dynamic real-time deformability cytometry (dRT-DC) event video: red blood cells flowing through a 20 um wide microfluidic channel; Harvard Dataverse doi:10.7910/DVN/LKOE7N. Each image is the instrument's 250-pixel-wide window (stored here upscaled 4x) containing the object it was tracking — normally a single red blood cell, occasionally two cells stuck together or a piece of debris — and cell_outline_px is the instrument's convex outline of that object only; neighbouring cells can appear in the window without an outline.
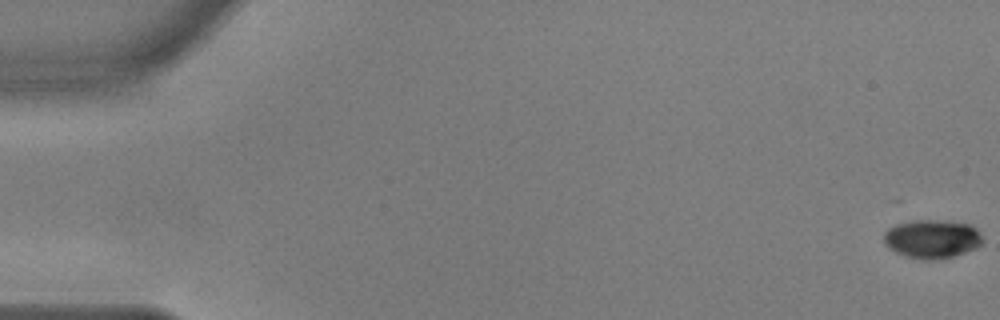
{"species": "common noctule bat (a hibernating species)", "species_latin": "Nyctalus noctula", "temperature_condition": "warm", "stored_images_in_passage": 47, "camera_frame_rate_fps": 3000, "um_per_image_px": 0.085, "animal": {"sex": "male", "body_mass_g": 17.9, "forearm_length_mm": 54.2}, "frame": {"image": 1, "passage_image": 1, "time_ms": 0.0, "image_size_px": [1000, 320], "cell_outline_px": [[984, 240], [976, 248], [952, 256], [924, 260], [908, 256], [896, 252], [888, 248], [884, 244], [884, 232], [888, 228], [896, 224], [916, 220], [948, 220], [972, 224], [980, 232]], "centroid_in_image_um": [79.24, 20.28], "position_along_channel_um": 5.8, "area_um2": 22.25}}
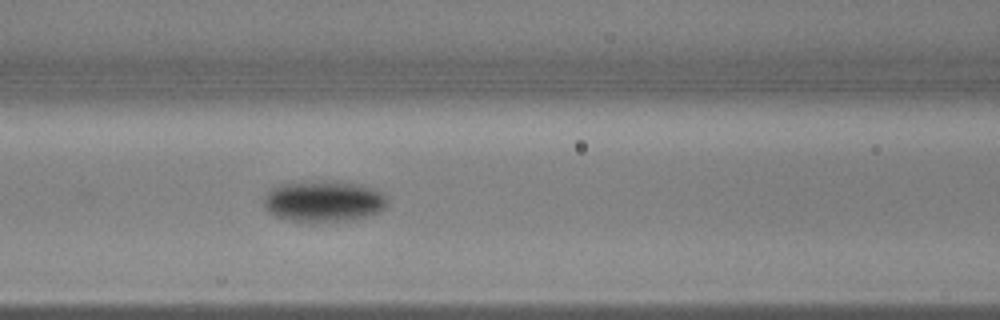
{"frame": {"image": 2, "passage_image": 25, "time_ms": 8.0, "image_size_px": [1000, 320], "cell_outline_px": [[388, 204], [380, 212], [368, 216], [352, 220], [292, 220], [276, 216], [268, 212], [264, 208], [264, 196], [272, 188], [280, 184], [332, 180], [360, 184], [372, 188], [388, 196]], "centroid_in_image_um": [27.55, 17.08], "position_along_channel_um": 139.1, "area_um2": 29.42}}
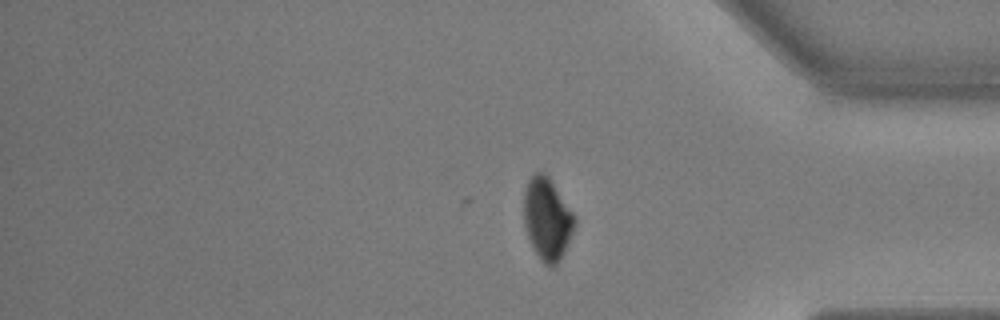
{"frame": {"image": 3, "passage_image": 47, "time_ms": 15.333, "image_size_px": [1000, 320], "cell_outline_px": [[576, 224], [564, 252], [560, 260], [552, 268], [548, 268], [540, 260], [532, 248], [524, 224], [524, 192], [528, 180], [536, 172], [544, 172], [548, 176], [572, 212], [576, 220]], "centroid_in_image_um": [46.5, 18.65], "position_along_channel_um": 388.7, "area_um2": 24.22}, "authors_computed_cell_mechanics": {"area_um2": 26.9348, "velocity_mm_per_s": 3.6397, "shape_relaxation_time_tau1_ms": 4.3817, "shape_relaxation_time_tau2_ms": 8.5892, "deformation_change_tau1": 0.1442, "deformation_change_tau2": 0.0496}}